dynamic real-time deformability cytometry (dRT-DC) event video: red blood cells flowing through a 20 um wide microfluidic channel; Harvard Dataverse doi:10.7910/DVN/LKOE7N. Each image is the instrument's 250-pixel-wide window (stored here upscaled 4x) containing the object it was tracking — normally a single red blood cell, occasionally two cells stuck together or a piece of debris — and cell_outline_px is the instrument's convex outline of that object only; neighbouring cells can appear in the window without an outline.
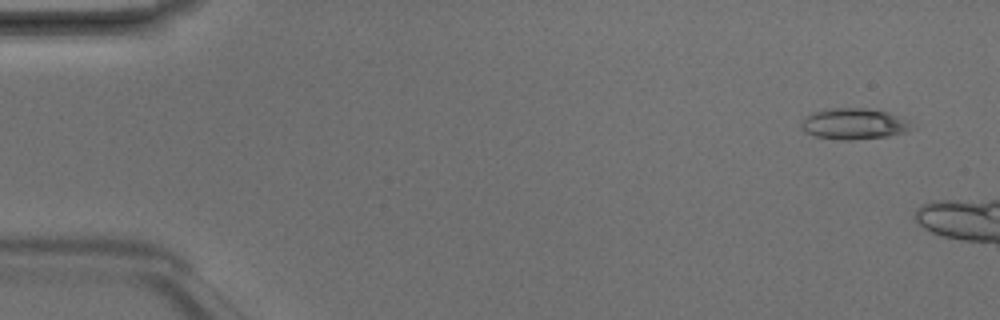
{"species": "Egyptian fruit bat (a non-hibernating species)", "species_latin": "Rousettus aegyptiacus", "temperature_condition": "room temperature", "stored_images_in_passage": 4, "camera_frame_rate_fps": 3000, "um_per_image_px": 0.085, "animal": {"sex": "male"}, "frame": {"image": 1, "passage_image": 1, "time_ms": 0.0, "image_size_px": [1000, 320], "cell_outline_px": [[916, 128], [904, 132], [888, 136], [852, 140], [840, 140], [816, 136], [804, 132], [800, 128], [800, 120], [804, 116], [812, 112], [828, 108], [868, 108], [888, 112], [904, 116]], "centroid_in_image_um": [72.59, 10.51], "position_along_channel_um": 12.4, "area_um2": 20.52}}